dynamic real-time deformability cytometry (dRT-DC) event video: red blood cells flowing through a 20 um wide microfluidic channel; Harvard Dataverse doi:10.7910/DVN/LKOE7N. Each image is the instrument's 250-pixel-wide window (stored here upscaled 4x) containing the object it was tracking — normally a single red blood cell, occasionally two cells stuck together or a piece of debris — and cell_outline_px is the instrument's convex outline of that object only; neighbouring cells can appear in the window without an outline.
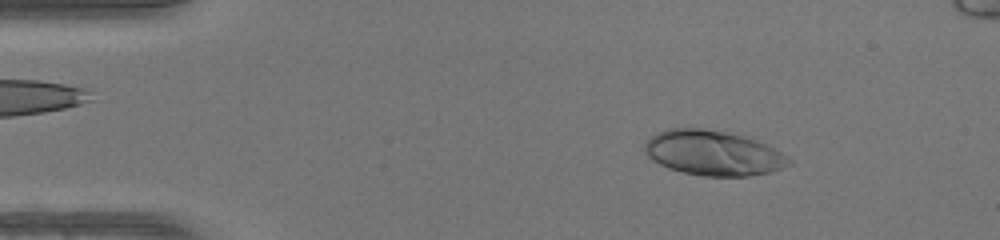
{"species": "human", "species_latin": "Homo sapiens", "temperature_condition": "warm", "stored_images_in_passage": 49, "camera_frame_rate_fps": 3000, "um_per_image_px": 0.085, "donor": {"sex": "female"}, "frame": {"image": 1, "passage_image": 7, "time_ms": 2.0, "image_size_px": [1000, 240], "cell_outline_px": [[792, 164], [768, 172], [748, 176], [704, 176], [684, 172], [668, 168], [652, 160], [644, 152], [644, 144], [652, 136], [668, 128], [700, 128], [724, 132], [744, 136], [756, 140], [788, 156], [792, 160]], "centroid_in_image_um": [60.6, 13.01], "position_along_channel_um": 24.4, "area_um2": 37.4}}
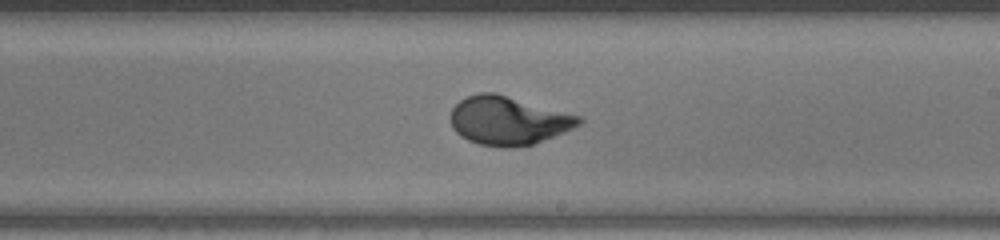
{"frame": {"image": 2, "passage_image": 28, "time_ms": 9.0, "image_size_px": [1000, 240], "cell_outline_px": [[584, 120], [580, 124], [564, 132], [532, 144], [516, 148], [504, 148], [480, 144], [468, 140], [460, 136], [452, 128], [448, 116], [452, 108], [460, 100], [468, 96], [480, 92], [496, 92], [580, 116]], "centroid_in_image_um": [43.16, 10.25], "position_along_channel_um": 245.8, "area_um2": 36.47}}
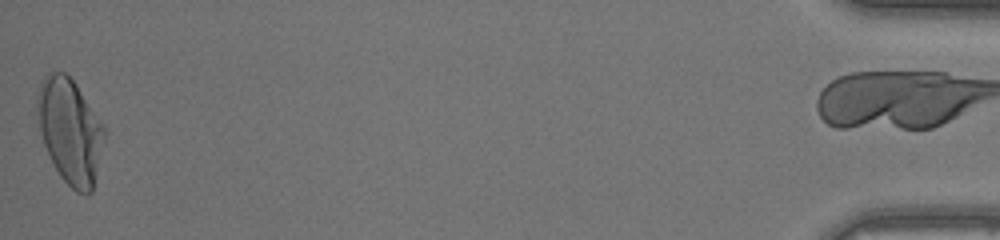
{"frame": {"image": 3, "passage_image": 48, "time_ms": 15.667, "image_size_px": [1000, 240], "cell_outline_px": [[104, 136], [92, 192], [88, 196], [76, 192], [60, 176], [44, 144], [36, 112], [36, 92], [44, 76], [48, 72], [64, 72], [76, 84], [104, 124]], "centroid_in_image_um": [5.93, 11.11], "position_along_channel_um": 429.3, "area_um2": 40.69}, "authors_computed_cell_mechanics": {"area_um2": 36.2406, "velocity_mm_per_s": 4.267, "shape_relaxation_time_tau1_ms": 3.9025, "shape_relaxation_time_tau2_ms": null, "deformation_change_tau1": 0.2342, "deformation_change_tau2": null}}